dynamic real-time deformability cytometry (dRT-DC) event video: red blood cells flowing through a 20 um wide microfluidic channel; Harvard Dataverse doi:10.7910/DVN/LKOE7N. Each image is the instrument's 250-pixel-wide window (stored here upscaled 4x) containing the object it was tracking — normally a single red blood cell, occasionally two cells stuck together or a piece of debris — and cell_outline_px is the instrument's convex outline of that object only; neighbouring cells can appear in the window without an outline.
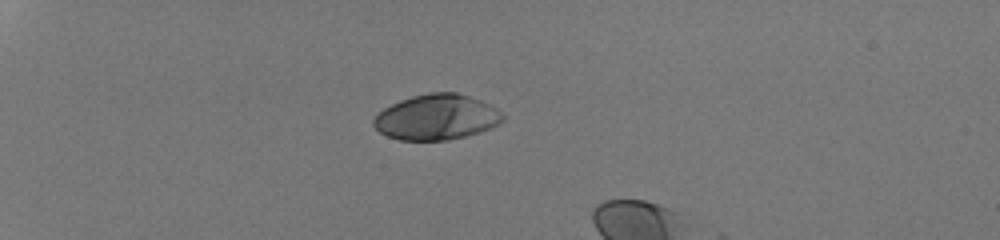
{"species": "human", "species_latin": "Homo sapiens", "temperature_condition": "room temperature", "stored_images_in_passage": 9, "camera_frame_rate_fps": 3000, "um_per_image_px": 0.085, "donor": {"sex": "male"}, "frame": {"image": 1, "passage_image": 1, "time_ms": 0.0, "image_size_px": [1000, 240], "cell_outline_px": [[504, 120], [500, 124], [492, 128], [480, 132], [448, 140], [400, 140], [388, 136], [380, 132], [372, 124], [372, 120], [384, 108], [400, 100], [412, 96], [428, 92], [456, 92], [480, 100], [496, 108], [504, 116]], "centroid_in_image_um": [37.12, 9.96], "position_along_channel_um": 47.9, "area_um2": 34.16}}